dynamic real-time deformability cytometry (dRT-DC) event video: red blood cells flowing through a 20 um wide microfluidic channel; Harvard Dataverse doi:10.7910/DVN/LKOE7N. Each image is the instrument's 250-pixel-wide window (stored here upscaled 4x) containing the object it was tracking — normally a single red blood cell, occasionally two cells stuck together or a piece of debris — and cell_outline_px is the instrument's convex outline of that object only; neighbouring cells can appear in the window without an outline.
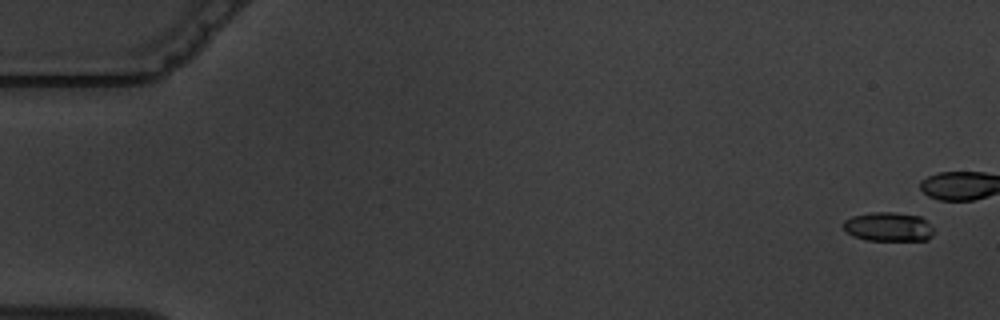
{"species": "common noctule bat (a hibernating species)", "species_latin": "Nyctalus noctula", "temperature_condition": "warm", "stored_images_in_passage": 8, "camera_frame_rate_fps": 3000, "um_per_image_px": 0.085, "animal": {"sex": "male", "body_mass_g": 19.5, "forearm_length_mm": 54.6}, "frame": {"image": 1, "passage_image": 1, "time_ms": 0.0, "image_size_px": [1000, 320], "cell_outline_px": [[932, 236], [928, 240], [864, 240], [852, 236], [840, 224], [844, 220], [852, 216], [872, 212], [896, 212], [920, 216], [932, 228]], "centroid_in_image_um": [75.46, 19.27], "position_along_channel_um": 9.5, "area_um2": 15.37}}